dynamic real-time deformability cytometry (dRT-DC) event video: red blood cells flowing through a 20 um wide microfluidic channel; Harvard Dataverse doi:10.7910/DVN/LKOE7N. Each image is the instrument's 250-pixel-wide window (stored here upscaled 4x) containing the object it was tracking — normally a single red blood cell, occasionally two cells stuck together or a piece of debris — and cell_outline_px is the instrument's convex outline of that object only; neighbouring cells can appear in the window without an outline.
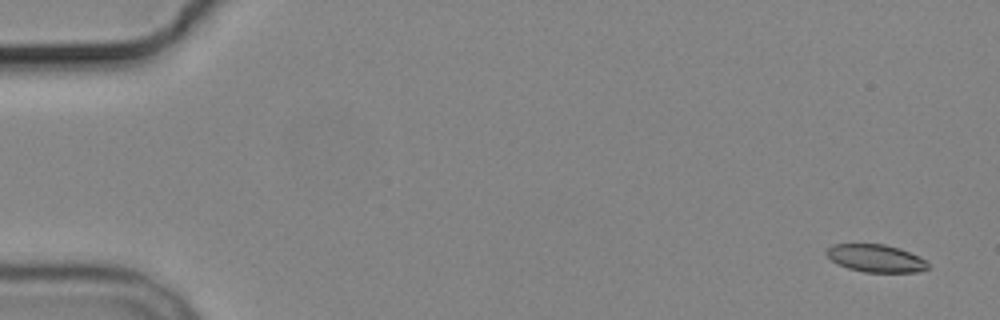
{"species": "common noctule bat (a hibernating species)", "species_latin": "Nyctalus noctula", "temperature_condition": "cold", "stored_images_in_passage": 6, "camera_frame_rate_fps": 3000, "um_per_image_px": 0.085, "animal": {"sex": "male", "body_mass_g": 19.2, "forearm_length_mm": 51.8}, "frame": {"image": 1, "passage_image": 6, "time_ms": 7.0, "image_size_px": [1000, 320], "cell_outline_px": [[928, 268], [916, 272], [864, 272], [848, 268], [836, 264], [824, 252], [832, 244], [884, 244], [900, 248], [924, 260], [928, 264]], "centroid_in_image_um": [74.39, 21.95], "position_along_channel_um": 10.6, "area_um2": 16.18}}